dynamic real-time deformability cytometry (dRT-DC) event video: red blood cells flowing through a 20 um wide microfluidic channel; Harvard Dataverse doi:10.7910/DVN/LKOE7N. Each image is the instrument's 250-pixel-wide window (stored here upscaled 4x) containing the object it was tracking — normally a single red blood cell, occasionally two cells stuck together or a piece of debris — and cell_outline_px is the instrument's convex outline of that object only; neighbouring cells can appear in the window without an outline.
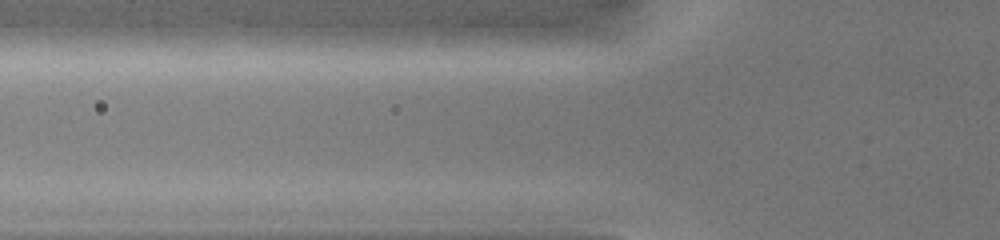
{"species": "common noctule bat (a hibernating species)", "species_latin": "Nyctalus noctula", "temperature_condition": "warm", "stored_images_in_passage": 3, "camera_frame_rate_fps": 3000, "um_per_image_px": 0.085, "animal": {"sex": "female", "body_mass_g": 19.0, "forearm_length_mm": 51.5}, "frame": {"image": 1, "passage_image": 2, "time_ms": 1.333, "image_size_px": [1000, 240], "cell_outline_px": [[604, 40], [588, 44], [564, 48], [448, 52], [412, 52], [392, 48], [384, 44], [384, 40], [408, 32], [472, 24], [568, 24]], "centroid_in_image_um": [41.81, 3.24], "position_along_channel_um": 84.0, "area_um2": 33.99}}